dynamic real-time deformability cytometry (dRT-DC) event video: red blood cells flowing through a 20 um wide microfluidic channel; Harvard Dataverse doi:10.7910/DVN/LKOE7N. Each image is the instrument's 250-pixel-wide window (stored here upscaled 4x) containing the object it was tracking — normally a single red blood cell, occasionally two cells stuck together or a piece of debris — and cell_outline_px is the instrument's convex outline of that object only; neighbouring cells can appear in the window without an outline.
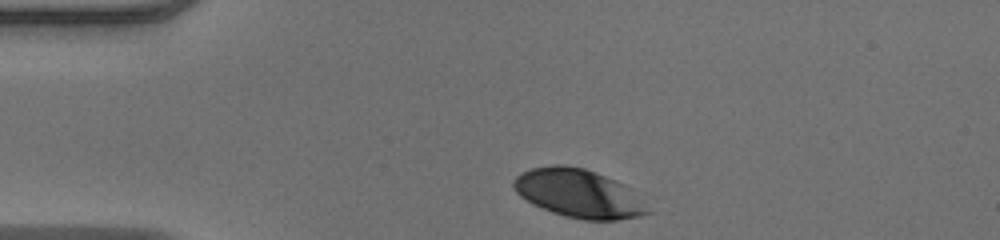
{"species": "human", "species_latin": "Homo sapiens", "temperature_condition": "warm", "stored_images_in_passage": 32, "camera_frame_rate_fps": 3000, "um_per_image_px": 0.085, "donor": {"sex": "male"}, "frame": {"image": 1, "passage_image": 1, "time_ms": 0.0, "image_size_px": [1000, 240], "cell_outline_px": [[652, 212], [640, 216], [616, 220], [584, 220], [564, 216], [552, 212], [532, 204], [520, 196], [516, 192], [512, 184], [512, 180], [516, 176], [532, 168], [556, 164], [560, 164], [584, 168], [624, 184]], "centroid_in_image_um": [49.14, 16.45], "position_along_channel_um": 35.9, "area_um2": 37.45}}
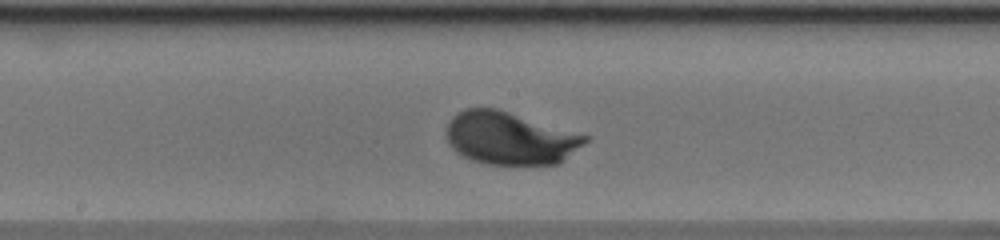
{"frame": {"image": 2, "passage_image": 17, "time_ms": 5.333, "image_size_px": [1000, 240], "cell_outline_px": [[592, 136], [584, 144], [560, 164], [488, 164], [472, 160], [456, 152], [448, 144], [444, 136], [444, 132], [452, 116], [456, 112], [464, 108], [496, 108]], "centroid_in_image_um": [43.34, 11.74], "position_along_channel_um": 204.9, "area_um2": 43.06}}
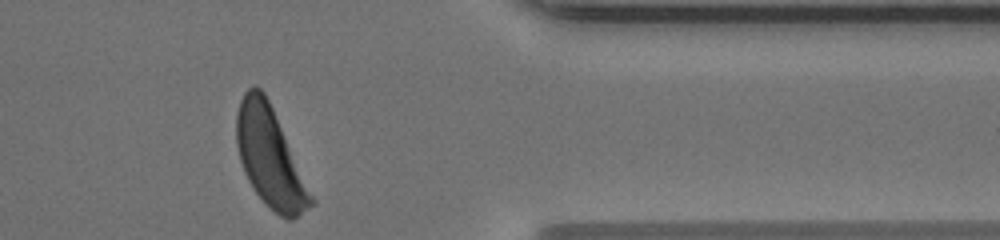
{"frame": {"image": 3, "passage_image": 32, "time_ms": 10.333, "image_size_px": [1000, 240], "cell_outline_px": [[316, 204], [292, 220], [288, 220], [280, 216], [256, 192], [248, 180], [244, 172], [240, 160], [236, 144], [236, 112], [240, 100], [244, 92], [252, 84], [256, 84], [264, 92], [272, 108], [316, 200]], "centroid_in_image_um": [22.95, 13.35], "position_along_channel_um": 388.4, "area_um2": 42.95}, "authors_computed_cell_mechanics": {"area_um2": 41.3559, "velocity_mm_per_s": 4.005, "shape_relaxation_time_tau1_ms": 1.8483, "shape_relaxation_time_tau2_ms": null, "deformation_change_tau1": 0.1202, "deformation_change_tau2": null}}